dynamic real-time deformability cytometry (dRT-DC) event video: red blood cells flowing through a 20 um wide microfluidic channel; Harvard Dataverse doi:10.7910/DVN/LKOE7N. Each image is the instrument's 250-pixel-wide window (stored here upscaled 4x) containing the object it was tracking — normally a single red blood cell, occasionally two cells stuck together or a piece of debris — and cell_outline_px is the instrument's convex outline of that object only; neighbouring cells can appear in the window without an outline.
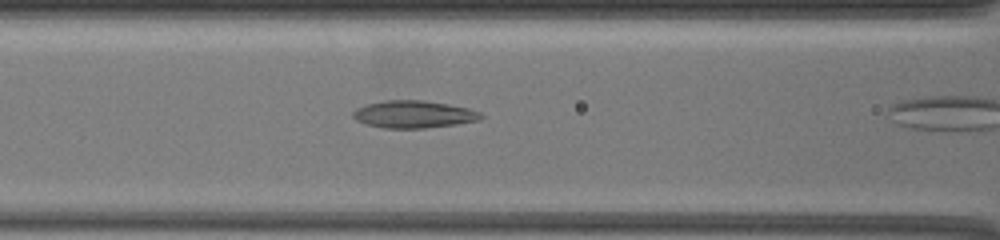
{"species": "common noctule bat (a hibernating species)", "species_latin": "Nyctalus noctula", "temperature_condition": "warm", "stored_images_in_passage": 14, "camera_frame_rate_fps": 3000, "um_per_image_px": 0.085, "animal": {"sex": "female", "body_mass_g": 19.5, "forearm_length_mm": 54.1}, "frame": {"image": 1, "passage_image": 8, "time_ms": 2.333, "image_size_px": [1000, 240], "cell_outline_px": [[484, 116], [480, 120], [456, 124], [424, 128], [384, 128], [368, 124], [356, 120], [352, 116], [352, 112], [368, 104], [384, 100], [424, 100], [448, 104], [468, 108], [480, 112]], "centroid_in_image_um": [35.2, 9.71], "position_along_channel_um": 131.4, "area_um2": 20.23}}
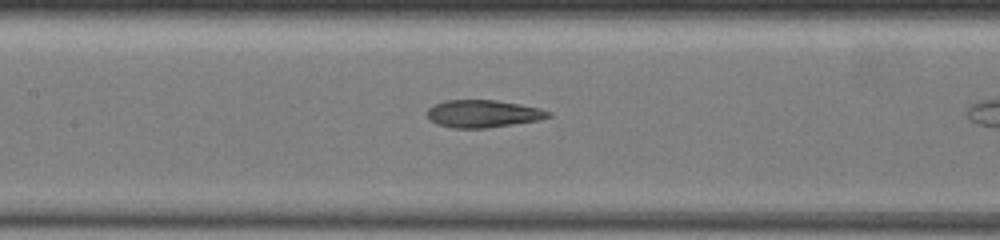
{"frame": {"image": 2, "passage_image": 13, "time_ms": 3.333, "image_size_px": [1000, 240], "cell_outline_px": [[552, 116], [536, 120], [484, 128], [452, 128], [440, 124], [432, 120], [428, 116], [428, 108], [436, 104], [448, 100], [496, 100], [536, 108], [552, 112]], "centroid_in_image_um": [41.04, 9.66], "position_along_channel_um": 166.4, "area_um2": 18.79}}